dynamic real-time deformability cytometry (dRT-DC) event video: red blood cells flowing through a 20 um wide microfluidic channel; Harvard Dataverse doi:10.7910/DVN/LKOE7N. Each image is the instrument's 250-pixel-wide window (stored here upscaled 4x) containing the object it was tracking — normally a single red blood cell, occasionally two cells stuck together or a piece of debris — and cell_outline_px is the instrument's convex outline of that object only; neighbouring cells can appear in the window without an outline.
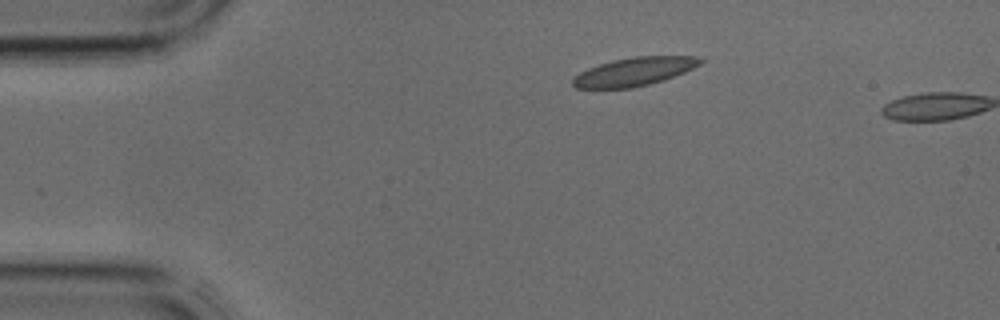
{"species": "common noctule bat (a hibernating species)", "species_latin": "Nyctalus noctula", "temperature_condition": "cold", "stored_images_in_passage": 2, "camera_frame_rate_fps": 3000, "um_per_image_px": 0.085, "animal": {"sex": "male", "body_mass_g": 17.9, "forearm_length_mm": 54.2}, "frame": {"image": 1, "passage_image": 1, "time_ms": 0.0, "image_size_px": [1000, 320], "cell_outline_px": [[704, 60], [700, 64], [684, 72], [664, 80], [632, 88], [576, 88], [572, 84], [572, 80], [580, 72], [588, 68], [612, 60], [632, 56], [696, 56]], "centroid_in_image_um": [53.91, 6.08], "position_along_channel_um": 31.1, "area_um2": 20.98}}